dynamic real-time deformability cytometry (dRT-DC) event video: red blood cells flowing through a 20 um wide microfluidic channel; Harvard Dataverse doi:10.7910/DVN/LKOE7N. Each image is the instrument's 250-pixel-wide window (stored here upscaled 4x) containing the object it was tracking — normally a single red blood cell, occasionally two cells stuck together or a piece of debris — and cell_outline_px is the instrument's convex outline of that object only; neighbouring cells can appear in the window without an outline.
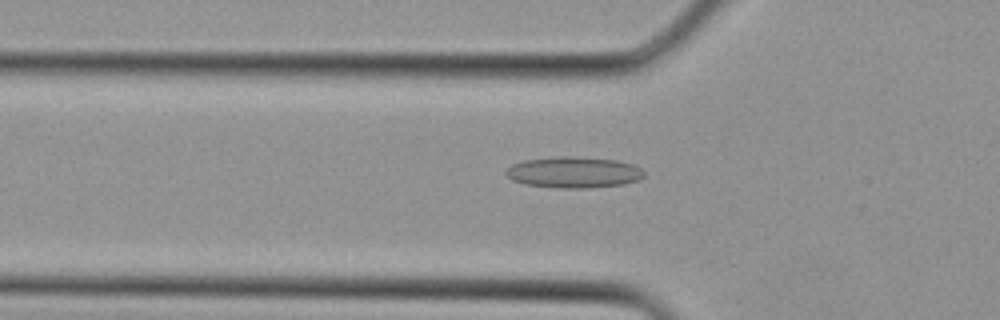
{"species": "Egyptian fruit bat (a non-hibernating species)", "species_latin": "Rousettus aegyptiacus", "temperature_condition": "cold", "stored_images_in_passage": 3, "camera_frame_rate_fps": 3000, "um_per_image_px": 0.085, "animal": {"sex": "female"}, "frame": {"image": 1, "passage_image": 3, "time_ms": 0.667, "image_size_px": [1000, 320], "cell_outline_px": [[644, 176], [636, 180], [624, 184], [584, 188], [560, 188], [528, 184], [512, 180], [504, 172], [512, 164], [524, 160], [616, 160], [632, 164], [640, 168], [644, 172]], "centroid_in_image_um": [48.79, 14.71], "position_along_channel_um": 77.0, "area_um2": 23.29}}